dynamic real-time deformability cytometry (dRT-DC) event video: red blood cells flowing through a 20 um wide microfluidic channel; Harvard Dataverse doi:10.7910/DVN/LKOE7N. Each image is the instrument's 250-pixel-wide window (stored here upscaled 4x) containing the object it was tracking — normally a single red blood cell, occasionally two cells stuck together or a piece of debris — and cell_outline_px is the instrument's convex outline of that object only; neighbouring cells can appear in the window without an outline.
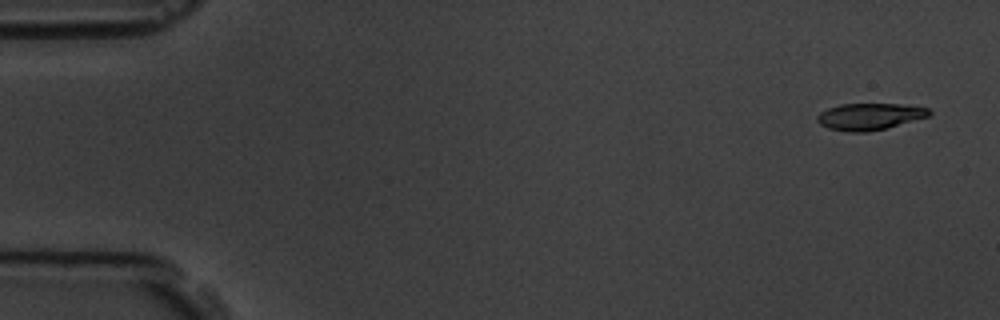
{"species": "common noctule bat (a hibernating species)", "species_latin": "Nyctalus noctula", "temperature_condition": "room temperature", "stored_images_in_passage": 5, "camera_frame_rate_fps": 3000, "um_per_image_px": 0.085, "animal": {"sex": "male", "body_mass_g": 19.5, "forearm_length_mm": 54.6}, "frame": {"image": 1, "passage_image": 1, "time_ms": 0.0, "image_size_px": [1000, 320], "cell_outline_px": [[932, 112], [928, 116], [888, 128], [868, 132], [848, 132], [828, 128], [820, 124], [816, 120], [816, 116], [820, 112], [828, 108], [840, 104], [900, 104], [928, 108]], "centroid_in_image_um": [73.89, 9.91], "position_along_channel_um": 11.1, "area_um2": 17.46}}
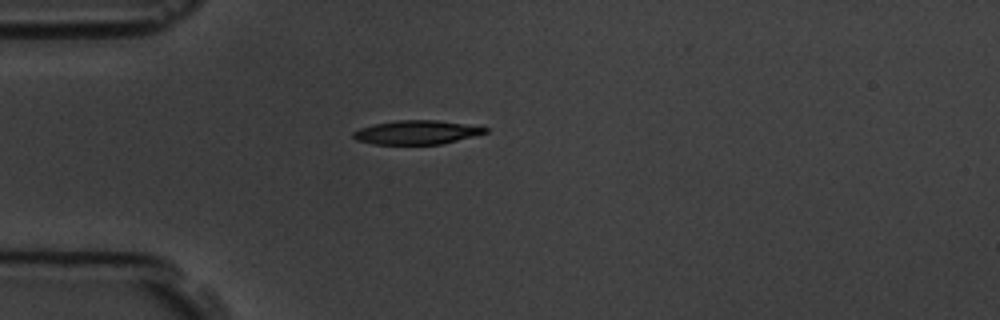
{"frame": {"image": 2, "passage_image": 5, "time_ms": 4.333, "image_size_px": [1000, 320], "cell_outline_px": [[488, 132], [440, 144], [372, 144], [356, 140], [352, 136], [352, 132], [360, 128], [372, 124], [400, 120], [436, 120], [464, 124], [488, 128]], "centroid_in_image_um": [35.35, 11.25], "position_along_channel_um": 49.7, "area_um2": 18.15}}